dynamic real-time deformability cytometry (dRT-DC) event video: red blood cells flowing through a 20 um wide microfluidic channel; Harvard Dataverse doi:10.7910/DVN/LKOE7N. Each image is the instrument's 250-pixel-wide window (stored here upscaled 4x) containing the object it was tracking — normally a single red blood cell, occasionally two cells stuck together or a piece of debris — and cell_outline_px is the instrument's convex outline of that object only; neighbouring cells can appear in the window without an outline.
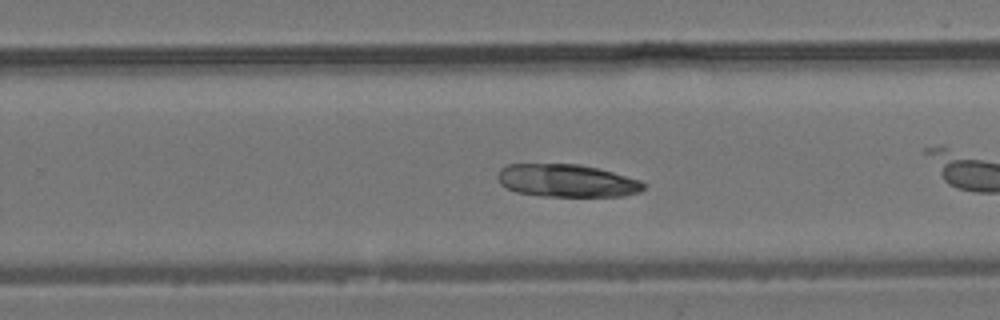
{"species": "common noctule bat (a hibernating species)", "species_latin": "Nyctalus noctula", "temperature_condition": "room temperature", "stored_images_in_passage": 27, "camera_frame_rate_fps": 3000, "um_per_image_px": 0.085, "animal": {"sex": "male", "body_mass_g": 19.2, "forearm_length_mm": 51.8}, "frame": {"image": 1, "passage_image": 16, "time_ms": 5.0, "image_size_px": [1000, 320], "cell_outline_px": [[644, 188], [640, 192], [624, 196], [544, 196], [516, 192], [500, 184], [496, 176], [500, 168], [508, 164], [580, 164], [612, 172], [640, 180], [644, 184]], "centroid_in_image_um": [48.15, 15.36], "position_along_channel_um": 281.7, "area_um2": 27.8}}
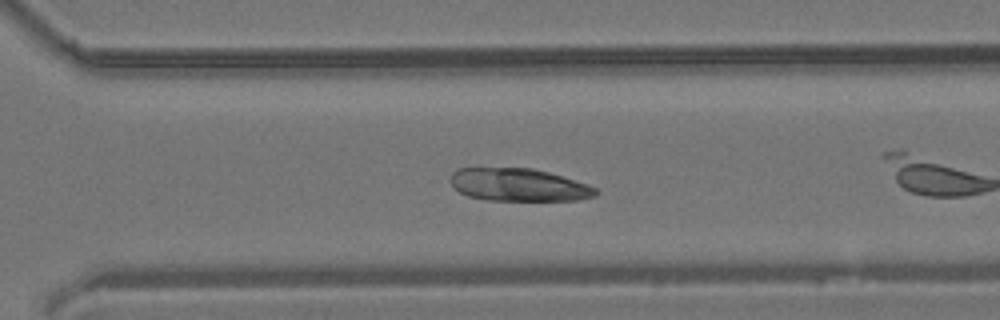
{"frame": {"image": 2, "passage_image": 19, "time_ms": 6.0, "image_size_px": [1000, 320], "cell_outline_px": [[600, 192], [596, 196], [576, 200], [488, 200], [468, 196], [460, 192], [448, 180], [452, 172], [456, 168], [532, 168], [548, 172], [588, 184], [596, 188]], "centroid_in_image_um": [44.08, 15.71], "position_along_channel_um": 326.5, "area_um2": 27.74}}